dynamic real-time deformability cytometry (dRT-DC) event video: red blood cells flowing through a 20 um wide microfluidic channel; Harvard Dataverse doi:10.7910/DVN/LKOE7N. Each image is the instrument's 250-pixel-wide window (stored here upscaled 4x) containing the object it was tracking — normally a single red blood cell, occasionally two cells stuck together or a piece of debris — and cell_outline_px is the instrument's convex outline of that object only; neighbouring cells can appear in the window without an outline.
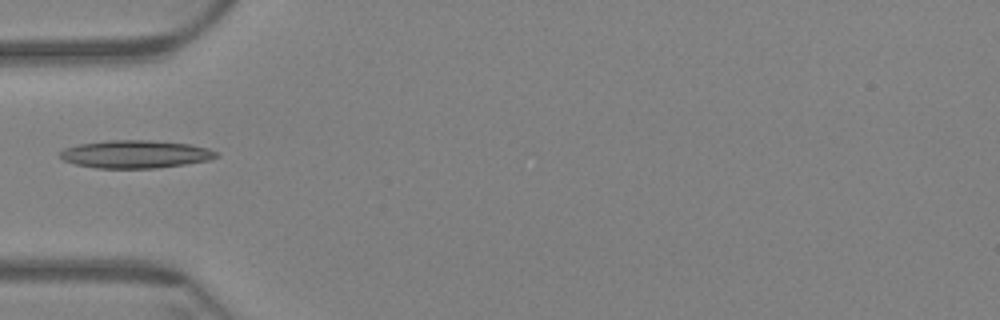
{"species": "Egyptian fruit bat (a non-hibernating species)", "species_latin": "Rousettus aegyptiacus", "temperature_condition": "warm", "stored_images_in_passage": 7, "camera_frame_rate_fps": 3000, "um_per_image_px": 0.085, "animal": {"sex": "female"}, "frame": {"image": 1, "passage_image": 1, "time_ms": 0.0, "image_size_px": [1000, 320], "cell_outline_px": [[220, 156], [208, 160], [184, 164], [156, 168], [96, 168], [76, 164], [64, 160], [60, 156], [60, 152], [64, 148], [80, 144], [108, 140], [152, 140], [192, 144], [208, 148], [216, 152]], "centroid_in_image_um": [11.53, 13.1], "position_along_channel_um": 73.5, "area_um2": 25.32}}
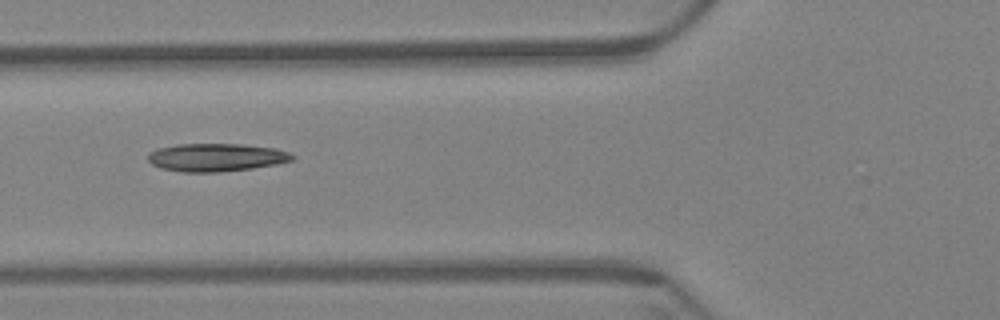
{"frame": {"image": 2, "passage_image": 4, "time_ms": 1.0, "image_size_px": [1000, 320], "cell_outline_px": [[296, 156], [292, 160], [276, 164], [252, 168], [220, 172], [180, 172], [160, 168], [152, 164], [148, 160], [148, 152], [160, 148], [176, 144], [244, 144], [276, 148], [288, 152]], "centroid_in_image_um": [18.37, 13.38], "position_along_channel_um": 107.4, "area_um2": 23.64}}